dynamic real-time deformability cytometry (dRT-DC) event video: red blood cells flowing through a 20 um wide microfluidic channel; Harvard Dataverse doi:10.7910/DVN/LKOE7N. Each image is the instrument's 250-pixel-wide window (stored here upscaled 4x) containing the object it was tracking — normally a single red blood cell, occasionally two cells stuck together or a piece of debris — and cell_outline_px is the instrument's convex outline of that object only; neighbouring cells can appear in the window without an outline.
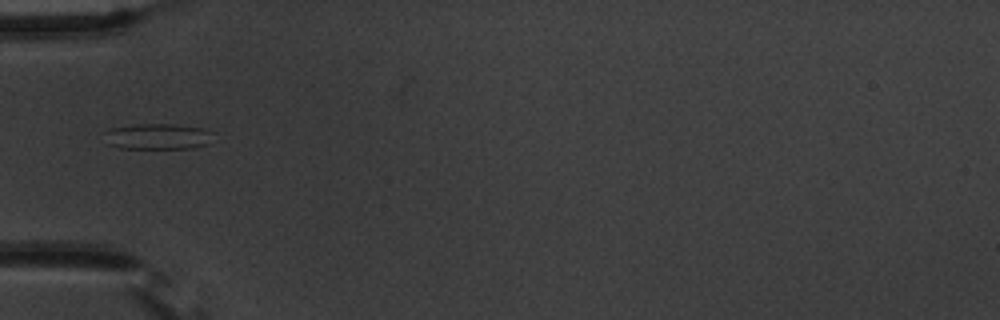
{"species": "common noctule bat (a hibernating species)", "species_latin": "Nyctalus noctula", "temperature_condition": "warm", "stored_images_in_passage": 4, "camera_frame_rate_fps": 3000, "um_per_image_px": 0.085, "animal": {"sex": "male", "body_mass_g": 20.1, "forearm_length_mm": 53.5}, "frame": {"image": 1, "passage_image": 1, "time_ms": 0.0, "image_size_px": [1000, 320], "cell_outline_px": [[212, 132], [208, 144], [192, 148], [120, 148], [108, 144], [104, 132], [108, 128], [140, 124], [172, 124], [204, 128]], "centroid_in_image_um": [13.38, 11.59], "position_along_channel_um": 71.6, "area_um2": 16.3}}
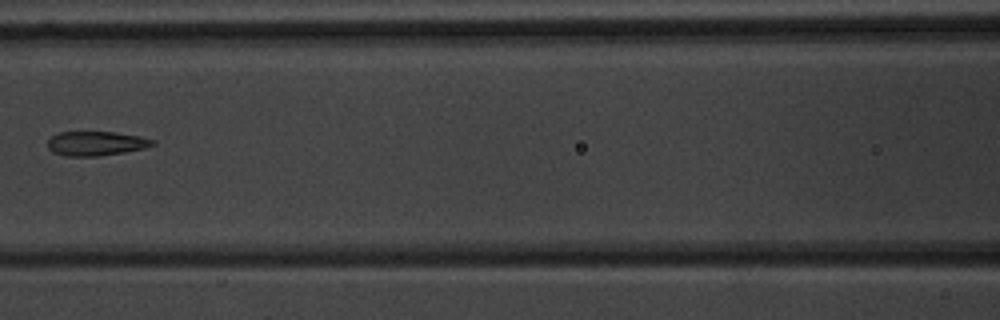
{"frame": {"image": 2, "passage_image": 3, "time_ms": 2.333, "image_size_px": [1000, 320], "cell_outline_px": [[156, 144], [144, 148], [124, 152], [100, 156], [64, 156], [52, 152], [48, 148], [48, 140], [52, 136], [60, 132], [116, 132], [140, 136], [156, 140]], "centroid_in_image_um": [8.18, 12.19], "position_along_channel_um": 158.4, "area_um2": 14.97}}
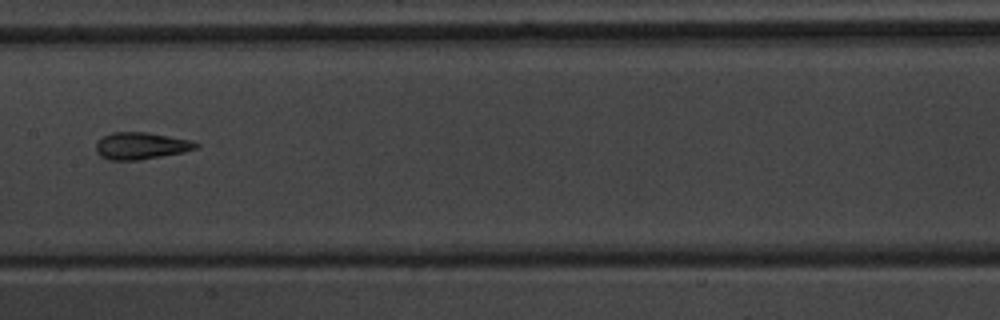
{"frame": {"image": 3, "passage_image": 4, "time_ms": 3.333, "image_size_px": [1000, 320], "cell_outline_px": [[200, 148], [184, 152], [140, 160], [108, 160], [100, 156], [96, 152], [96, 140], [112, 132], [148, 132], [188, 140], [200, 144]], "centroid_in_image_um": [11.97, 12.4], "position_along_channel_um": 195.4, "area_um2": 15.84}}